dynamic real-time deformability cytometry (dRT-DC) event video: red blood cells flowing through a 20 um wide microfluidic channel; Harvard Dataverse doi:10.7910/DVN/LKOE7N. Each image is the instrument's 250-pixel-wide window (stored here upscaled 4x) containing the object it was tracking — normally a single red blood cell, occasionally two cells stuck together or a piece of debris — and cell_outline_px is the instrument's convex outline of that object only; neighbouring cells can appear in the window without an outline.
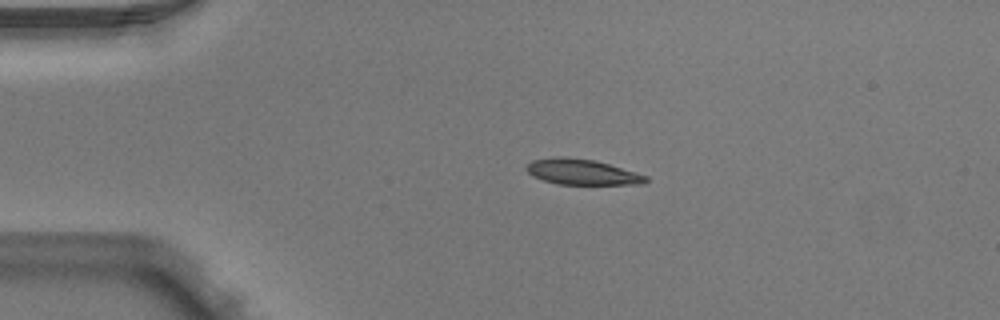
{"species": "Egyptian fruit bat (a non-hibernating species)", "species_latin": "Rousettus aegyptiacus", "temperature_condition": "warm", "stored_images_in_passage": 3, "camera_frame_rate_fps": 3000, "um_per_image_px": 0.085, "animal": {"sex": "male"}, "frame": {"image": 1, "passage_image": 2, "time_ms": 0.333, "image_size_px": [1000, 320], "cell_outline_px": [[648, 180], [644, 184], [560, 184], [544, 180], [532, 176], [524, 168], [532, 160], [556, 156], [568, 156], [596, 160], [636, 172], [648, 176]], "centroid_in_image_um": [49.47, 14.6], "position_along_channel_um": 35.5, "area_um2": 17.92}}